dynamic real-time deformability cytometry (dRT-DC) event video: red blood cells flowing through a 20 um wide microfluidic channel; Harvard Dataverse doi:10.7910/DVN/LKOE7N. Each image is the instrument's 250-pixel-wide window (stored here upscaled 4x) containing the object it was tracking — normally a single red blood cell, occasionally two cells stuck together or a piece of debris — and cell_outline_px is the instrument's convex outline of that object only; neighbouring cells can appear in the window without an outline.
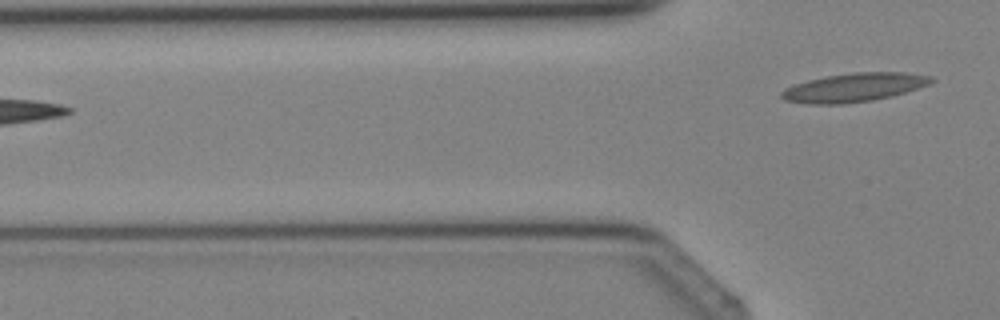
{"species": "Egyptian fruit bat (a non-hibernating species)", "species_latin": "Rousettus aegyptiacus", "temperature_condition": "cold", "stored_images_in_passage": 4, "camera_frame_rate_fps": 3000, "um_per_image_px": 0.085, "animal": {"sex": "female"}, "frame": {"image": 1, "passage_image": 4, "time_ms": 3.667, "image_size_px": [1000, 320], "cell_outline_px": [[936, 80], [928, 84], [892, 96], [872, 100], [844, 104], [808, 104], [784, 100], [780, 96], [780, 92], [784, 88], [792, 84], [824, 76], [856, 72], [904, 72], [932, 76]], "centroid_in_image_um": [72.54, 7.43], "position_along_channel_um": 53.3, "area_um2": 25.14}}